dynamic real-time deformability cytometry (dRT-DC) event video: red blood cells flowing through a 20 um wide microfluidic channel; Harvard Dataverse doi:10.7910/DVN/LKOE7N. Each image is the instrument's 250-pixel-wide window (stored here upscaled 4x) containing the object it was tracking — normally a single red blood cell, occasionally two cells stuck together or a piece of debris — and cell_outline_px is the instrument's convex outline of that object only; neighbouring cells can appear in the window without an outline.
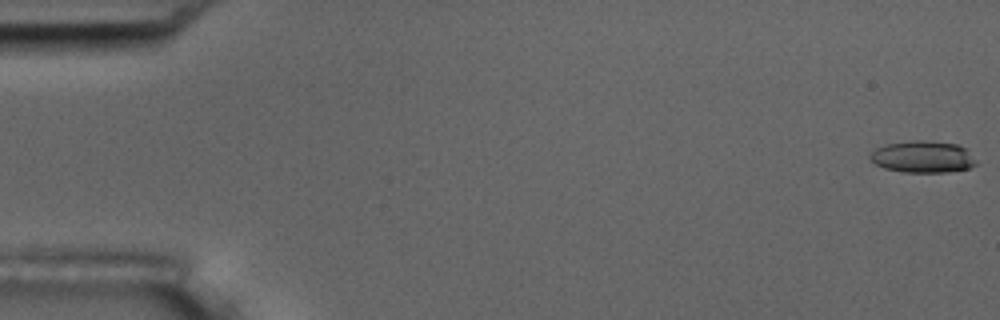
{"species": "common noctule bat (a hibernating species)", "species_latin": "Nyctalus noctula", "temperature_condition": "room temperature", "stored_images_in_passage": 5, "camera_frame_rate_fps": 3000, "um_per_image_px": 0.085, "animal": {"sex": "male", "body_mass_g": 17.5, "forearm_length_mm": 52.3}, "frame": {"image": 1, "passage_image": 1, "time_ms": 0.0, "image_size_px": [1000, 320], "cell_outline_px": [[976, 164], [968, 168], [948, 172], [904, 172], [884, 168], [876, 164], [868, 156], [876, 148], [888, 144], [912, 140], [924, 140], [956, 144], [968, 148], [976, 160]], "centroid_in_image_um": [78.47, 13.32], "position_along_channel_um": 6.5, "area_um2": 19.65}}
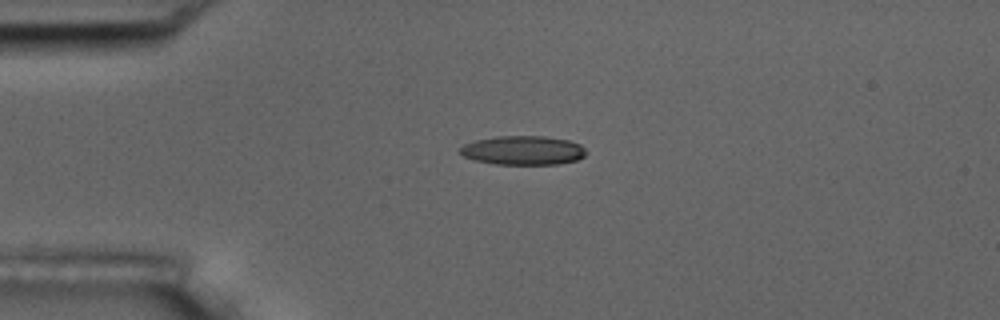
{"frame": {"image": 2, "passage_image": 5, "time_ms": 4.333, "image_size_px": [1000, 320], "cell_outline_px": [[588, 152], [584, 156], [576, 160], [560, 164], [496, 164], [476, 160], [464, 156], [460, 152], [460, 148], [464, 144], [476, 140], [496, 136], [544, 136], [568, 140], [580, 144]], "centroid_in_image_um": [44.49, 12.77], "position_along_channel_um": 40.5, "area_um2": 21.27}}